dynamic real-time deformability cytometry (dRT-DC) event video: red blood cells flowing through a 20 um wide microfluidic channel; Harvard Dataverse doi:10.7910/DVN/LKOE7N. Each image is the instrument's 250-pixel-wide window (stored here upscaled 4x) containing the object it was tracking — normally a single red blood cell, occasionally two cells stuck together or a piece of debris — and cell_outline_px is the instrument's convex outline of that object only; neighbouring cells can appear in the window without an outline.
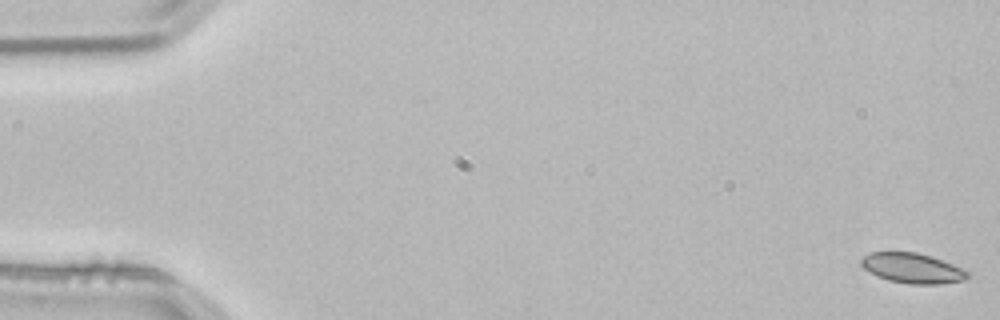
{"species": "common noctule bat (a hibernating species)", "species_latin": "Nyctalus noctula", "temperature_condition": "room temperature", "stored_images_in_passage": 54, "camera_frame_rate_fps": 3000, "um_per_image_px": 0.085, "animal": {"sex": "male", "body_mass_g": 21.5, "forearm_length_mm": 52.0}, "frame": {"image": 1, "passage_image": 1, "time_ms": 0.0, "image_size_px": [1000, 320], "cell_outline_px": [[968, 276], [964, 280], [940, 284], [908, 284], [888, 280], [876, 276], [864, 268], [860, 264], [860, 260], [864, 256], [872, 252], [916, 252], [932, 256], [952, 264], [968, 272]], "centroid_in_image_um": [77.52, 22.79], "position_along_channel_um": 7.5, "area_um2": 18.55}}
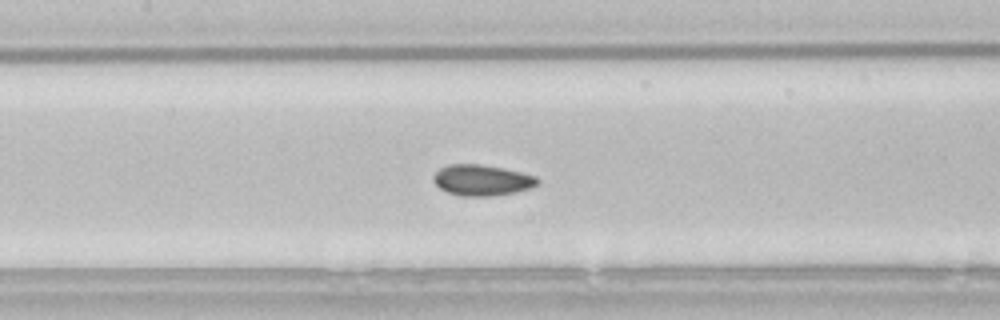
{"frame": {"image": 2, "passage_image": 25, "time_ms": 8.0, "image_size_px": [1000, 320], "cell_outline_px": [[540, 180], [532, 188], [496, 196], [460, 196], [448, 192], [440, 188], [432, 180], [432, 176], [440, 168], [448, 164], [480, 164], [520, 172], [536, 176]], "centroid_in_image_um": [40.94, 15.32], "position_along_channel_um": 166.5, "area_um2": 18.73}}
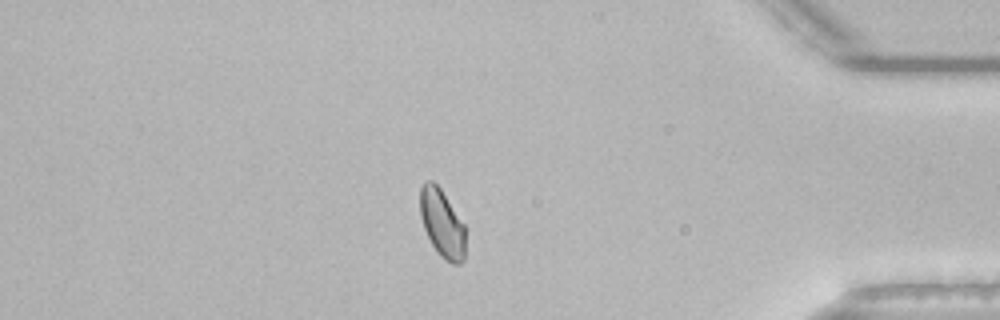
{"frame": {"image": 3, "passage_image": 46, "time_ms": 15.0, "image_size_px": [1000, 320], "cell_outline_px": [[464, 260], [460, 264], [452, 264], [444, 260], [440, 256], [432, 244], [424, 228], [420, 216], [420, 188], [424, 180], [432, 180], [440, 188], [464, 224]], "centroid_in_image_um": [37.56, 18.98], "position_along_channel_um": 397.6, "area_um2": 17.86}, "authors_computed_cell_mechanics": {"area_um2": 18.5249, "velocity_mm_per_s": 3.8157, "shape_relaxation_time_tau1_ms": 5.8506, "shape_relaxation_time_tau2_ms": 2.8763, "deformation_change_tau1": 0.0515, "deformation_change_tau2": 0.0423}}